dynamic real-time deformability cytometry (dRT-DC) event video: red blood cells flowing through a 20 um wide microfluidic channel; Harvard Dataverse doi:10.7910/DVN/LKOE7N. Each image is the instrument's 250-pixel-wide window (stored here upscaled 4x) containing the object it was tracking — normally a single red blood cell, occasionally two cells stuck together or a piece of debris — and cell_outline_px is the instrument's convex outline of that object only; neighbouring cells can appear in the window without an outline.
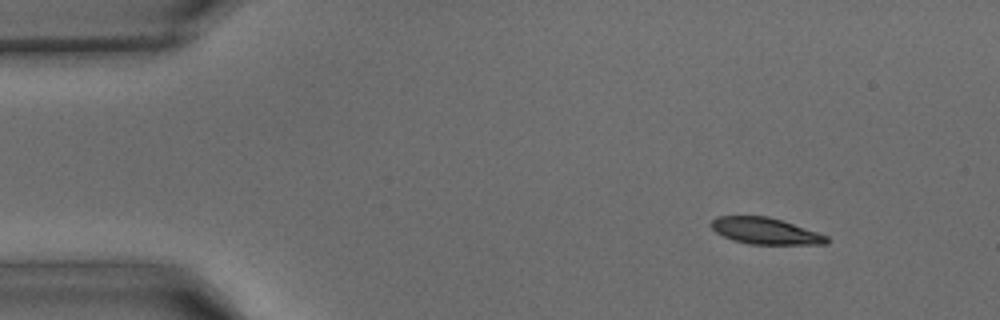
{"species": "common noctule bat (a hibernating species)", "species_latin": "Nyctalus noctula", "temperature_condition": "warm", "stored_images_in_passage": 39, "segment_of_instrument_passage": [1, 2], "camera_frame_rate_fps": 3000, "um_per_image_px": 0.085, "animal": {"sex": "male", "body_mass_g": 15.6}, "frame": {"image": 1, "passage_image": 1, "time_ms": 0.0, "image_size_px": [1000, 320], "cell_outline_px": [[828, 244], [748, 244], [724, 236], [716, 232], [708, 224], [716, 216], [768, 216], [828, 236]], "centroid_in_image_um": [65.01, 19.63], "position_along_channel_um": 20.0, "area_um2": 17.51}}
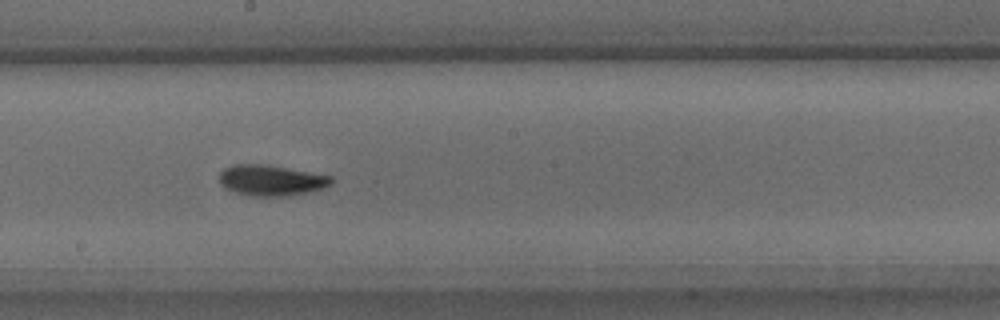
{"frame": {"image": 2, "passage_image": 19, "time_ms": 6.0, "image_size_px": [1000, 320], "cell_outline_px": [[332, 184], [324, 188], [308, 192], [288, 196], [252, 196], [236, 192], [224, 188], [220, 184], [220, 172], [224, 168], [232, 164], [268, 164], [332, 176]], "centroid_in_image_um": [23.04, 15.32], "position_along_channel_um": 225.2, "area_um2": 20.23}}
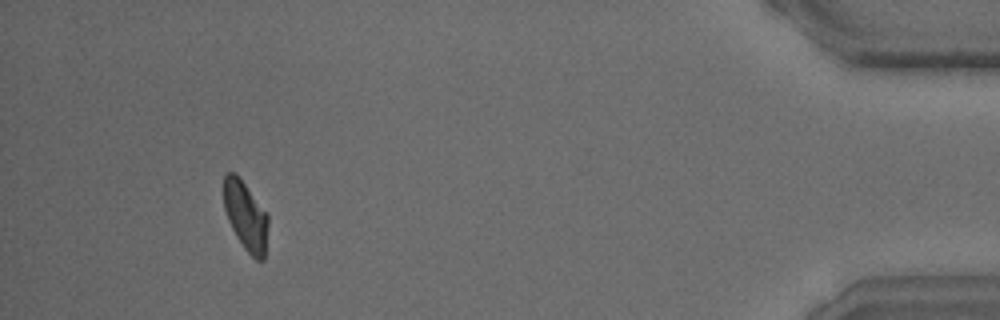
{"frame": {"image": 3, "passage_image": 35, "time_ms": 11.333, "image_size_px": [1000, 320], "cell_outline_px": [[268, 224], [264, 260], [256, 260], [244, 248], [236, 236], [228, 220], [224, 208], [224, 176], [228, 172], [236, 172], [268, 212]], "centroid_in_image_um": [20.9, 18.32], "position_along_channel_um": 414.3, "area_um2": 18.03}}